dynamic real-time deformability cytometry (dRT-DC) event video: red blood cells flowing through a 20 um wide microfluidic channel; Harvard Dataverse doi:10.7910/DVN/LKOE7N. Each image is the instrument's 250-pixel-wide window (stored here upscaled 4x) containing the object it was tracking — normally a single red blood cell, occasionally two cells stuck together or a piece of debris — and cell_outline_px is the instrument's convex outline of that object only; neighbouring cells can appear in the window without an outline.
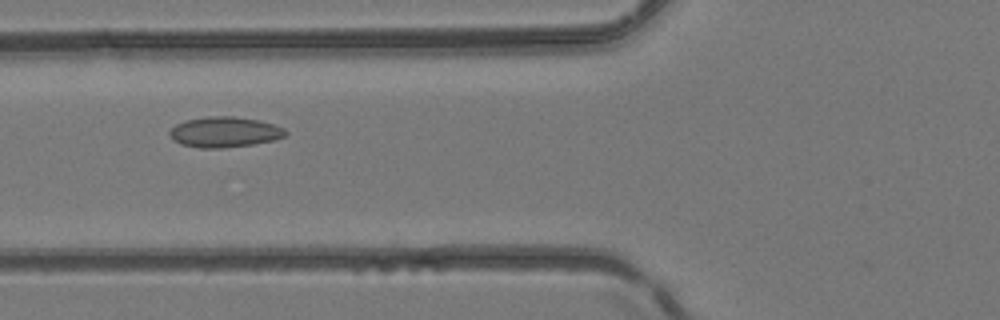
{"species": "common noctule bat (a hibernating species)", "species_latin": "Nyctalus noctula", "temperature_condition": "room temperature", "stored_images_in_passage": 40, "camera_frame_rate_fps": 3000, "um_per_image_px": 0.085, "animal": {"sex": "female", "body_mass_g": 24.6, "forearm_length_mm": 56.2}, "frame": {"image": 1, "passage_image": 14, "time_ms": 4.333, "image_size_px": [1000, 320], "cell_outline_px": [[288, 132], [284, 136], [276, 140], [252, 144], [224, 148], [200, 148], [180, 144], [172, 140], [168, 132], [176, 124], [184, 120], [208, 116], [232, 116], [260, 120], [284, 128]], "centroid_in_image_um": [19.07, 11.22], "position_along_channel_um": 106.7, "area_um2": 20.75}}
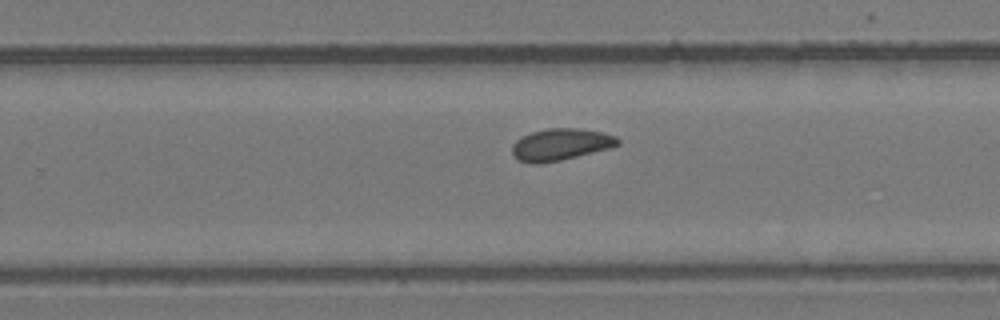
{"frame": {"image": 2, "passage_image": 25, "time_ms": 8.0, "image_size_px": [1000, 320], "cell_outline_px": [[620, 144], [612, 148], [560, 160], [540, 164], [528, 164], [516, 160], [512, 156], [512, 144], [516, 140], [532, 132], [548, 128], [580, 128], [600, 132], [616, 136], [620, 140]], "centroid_in_image_um": [47.63, 12.3], "position_along_channel_um": 282.2, "area_um2": 19.83}}
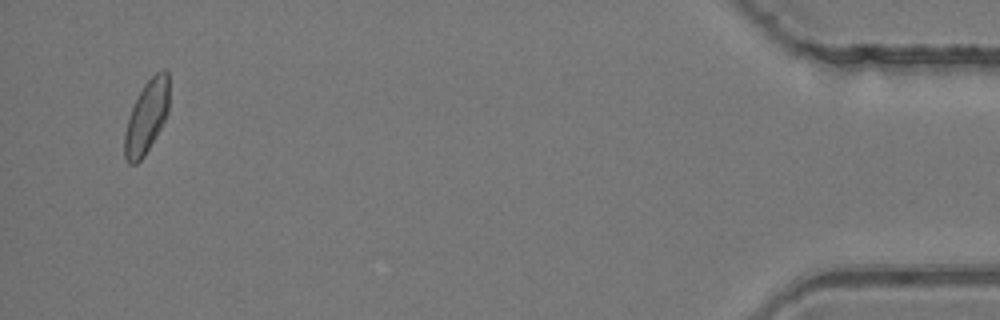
{"frame": {"image": 3, "passage_image": 39, "time_ms": 12.667, "image_size_px": [1000, 320], "cell_outline_px": [[168, 112], [160, 128], [144, 156], [136, 164], [128, 164], [124, 160], [124, 132], [128, 116], [144, 84], [156, 72], [164, 68], [168, 72]], "centroid_in_image_um": [12.44, 9.96], "position_along_channel_um": 422.8, "area_um2": 18.79}}